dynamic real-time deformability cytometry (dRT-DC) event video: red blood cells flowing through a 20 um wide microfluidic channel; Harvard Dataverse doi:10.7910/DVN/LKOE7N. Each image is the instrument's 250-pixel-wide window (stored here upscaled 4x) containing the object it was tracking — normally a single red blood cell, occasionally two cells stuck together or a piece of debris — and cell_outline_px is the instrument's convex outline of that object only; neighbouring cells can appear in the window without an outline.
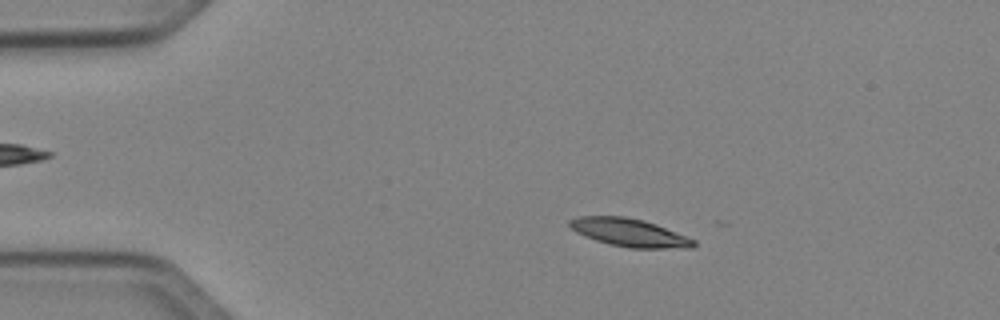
{"species": "Egyptian fruit bat (a non-hibernating species)", "species_latin": "Rousettus aegyptiacus", "temperature_condition": "cold", "stored_images_in_passage": 39, "camera_frame_rate_fps": 3000, "um_per_image_px": 0.085, "animal": {"sex": "female"}, "frame": {"image": 1, "passage_image": 6, "time_ms": 1.667, "image_size_px": [1000, 320], "cell_outline_px": [[696, 244], [692, 248], [628, 248], [608, 244], [584, 236], [576, 232], [568, 224], [568, 220], [576, 216], [624, 216], [644, 220], [656, 224], [696, 240]], "centroid_in_image_um": [53.48, 19.77], "position_along_channel_um": 31.5, "area_um2": 20.35}}
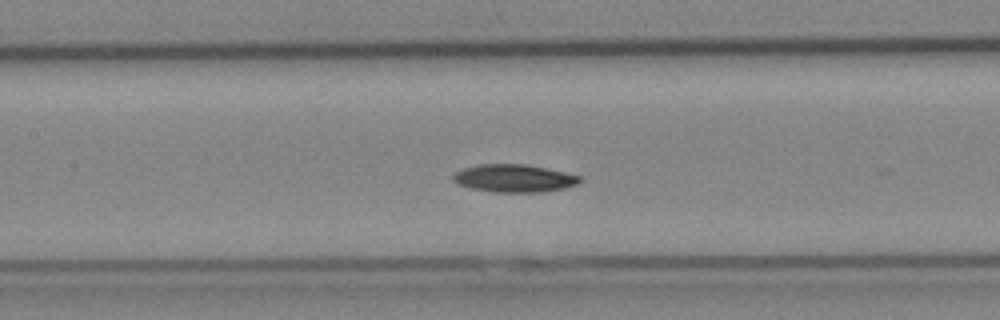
{"frame": {"image": 2, "passage_image": 20, "time_ms": 6.333, "image_size_px": [1000, 320], "cell_outline_px": [[580, 180], [576, 184], [564, 188], [540, 192], [492, 192], [472, 188], [456, 184], [452, 180], [452, 176], [456, 172], [464, 168], [480, 164], [524, 164], [564, 172], [580, 176]], "centroid_in_image_um": [43.64, 15.16], "position_along_channel_um": 163.8, "area_um2": 20.29}}
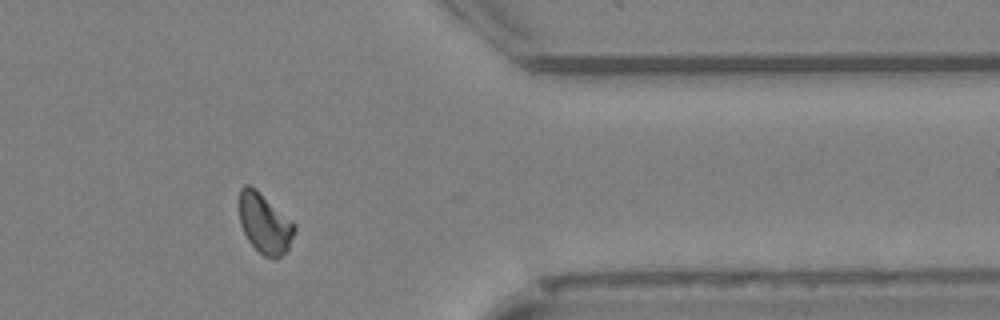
{"frame": {"image": 3, "passage_image": 38, "time_ms": 12.333, "image_size_px": [1000, 320], "cell_outline_px": [[296, 228], [288, 252], [276, 260], [272, 260], [264, 256], [248, 240], [240, 224], [240, 188], [244, 184], [248, 184], [256, 188], [292, 220], [296, 224]], "centroid_in_image_um": [22.53, 19.01], "position_along_channel_um": 388.9, "area_um2": 19.65}, "authors_computed_cell_mechanics": {"area_um2": 19.941, "velocity_mm_per_s": 4.017, "shape_relaxation_time_tau1_ms": 6.2366, "shape_relaxation_time_tau2_ms": null, "deformation_change_tau1": 0.1587, "deformation_change_tau2": null}}